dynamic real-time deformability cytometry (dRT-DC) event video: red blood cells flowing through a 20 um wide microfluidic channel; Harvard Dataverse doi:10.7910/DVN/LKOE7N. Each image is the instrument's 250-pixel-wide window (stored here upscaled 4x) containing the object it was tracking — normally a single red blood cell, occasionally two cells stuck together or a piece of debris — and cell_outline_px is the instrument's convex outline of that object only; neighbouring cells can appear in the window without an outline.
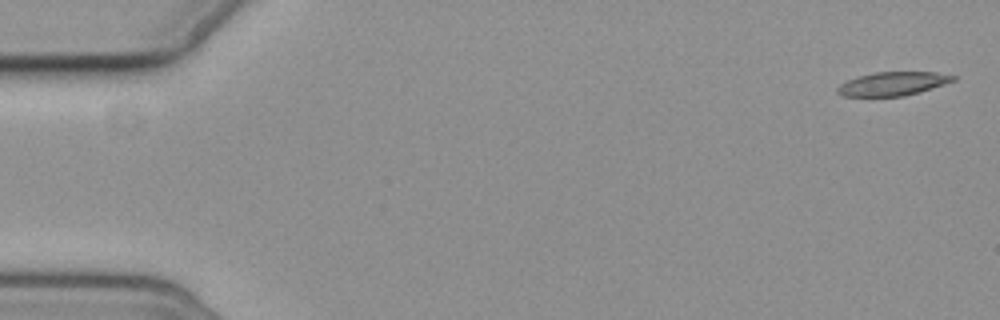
{"species": "common noctule bat (a hibernating species)", "species_latin": "Nyctalus noctula", "temperature_condition": "cold", "stored_images_in_passage": 15, "camera_frame_rate_fps": 3000, "um_per_image_px": 0.085, "animal": {"sex": "female", "body_mass_g": 19.3, "forearm_length_mm": 54.1}, "frame": {"image": 1, "passage_image": 1, "time_ms": 0.0, "image_size_px": [1000, 320], "cell_outline_px": [[956, 80], [944, 84], [904, 96], [844, 96], [836, 92], [836, 88], [840, 84], [856, 76], [876, 72], [936, 72], [956, 76]], "centroid_in_image_um": [75.86, 7.11], "position_along_channel_um": 9.1, "area_um2": 15.84}}
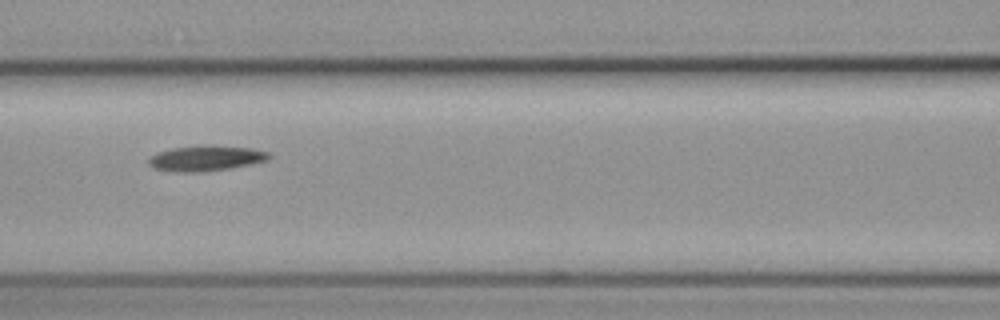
{"frame": {"image": 2, "passage_image": 7, "time_ms": 8.0, "image_size_px": [1000, 320], "cell_outline_px": [[272, 156], [268, 160], [228, 168], [200, 172], [180, 172], [156, 168], [148, 164], [148, 160], [152, 156], [160, 152], [172, 148], [204, 144], [252, 148], [268, 152]], "centroid_in_image_um": [17.53, 13.43], "position_along_channel_um": 149.1, "area_um2": 17.63}}
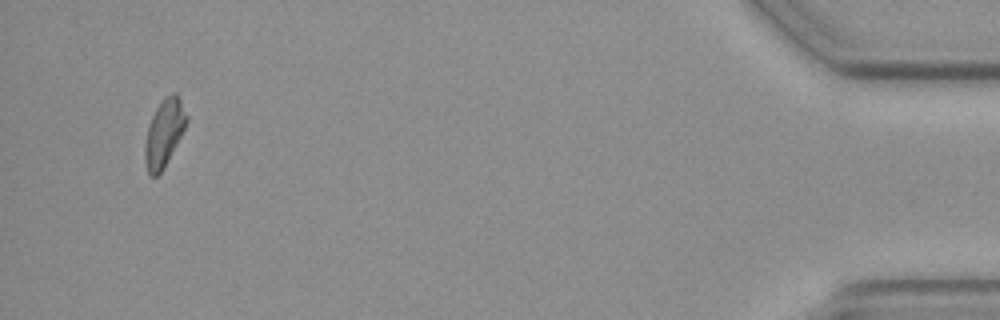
{"frame": {"image": 3, "passage_image": 15, "time_ms": 18.0, "image_size_px": [1000, 320], "cell_outline_px": [[188, 120], [164, 168], [156, 176], [148, 176], [144, 160], [144, 144], [148, 124], [160, 100], [164, 96], [172, 92], [176, 92], [188, 116]], "centroid_in_image_um": [13.92, 11.29], "position_along_channel_um": 421.3, "area_um2": 16.42}, "authors_computed_cell_mechanics": {"area_um2": 17.051, "velocity_mm_per_s": 3.5831, "shape_relaxation_time_tau1_ms": 4.6761, "shape_relaxation_time_tau2_ms": null, "deformation_change_tau1": 0.087, "deformation_change_tau2": null}}